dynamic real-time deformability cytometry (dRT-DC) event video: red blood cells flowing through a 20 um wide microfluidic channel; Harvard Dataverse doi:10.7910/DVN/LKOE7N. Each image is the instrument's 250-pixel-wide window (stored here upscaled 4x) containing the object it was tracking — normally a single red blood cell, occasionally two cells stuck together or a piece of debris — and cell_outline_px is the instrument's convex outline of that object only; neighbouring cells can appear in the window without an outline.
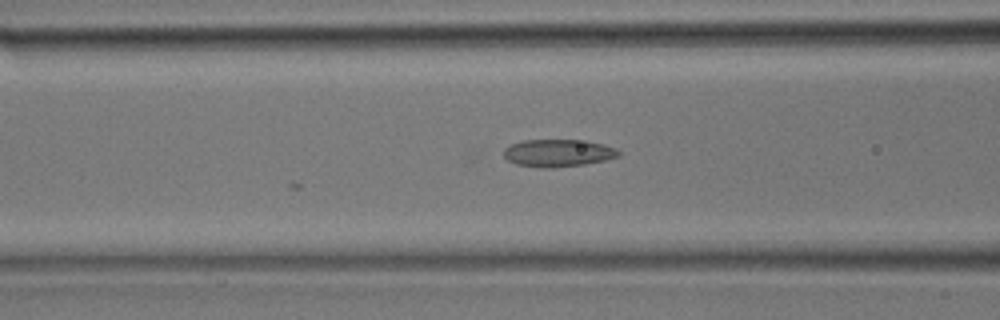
{"species": "common noctule bat (a hibernating species)", "species_latin": "Nyctalus noctula", "temperature_condition": "room temperature", "stored_images_in_passage": 4, "camera_frame_rate_fps": 3000, "um_per_image_px": 0.085, "animal": {"sex": "male", "body_mass_g": 17.9}, "frame": {"image": 1, "passage_image": 4, "time_ms": 1.0, "image_size_px": [1000, 320], "cell_outline_px": [[620, 156], [604, 160], [584, 164], [556, 168], [540, 168], [516, 164], [508, 160], [504, 156], [504, 148], [512, 144], [524, 140], [576, 140], [604, 144], [616, 148], [620, 152]], "centroid_in_image_um": [47.43, 13.01], "position_along_channel_um": 119.2, "area_um2": 18.32}}